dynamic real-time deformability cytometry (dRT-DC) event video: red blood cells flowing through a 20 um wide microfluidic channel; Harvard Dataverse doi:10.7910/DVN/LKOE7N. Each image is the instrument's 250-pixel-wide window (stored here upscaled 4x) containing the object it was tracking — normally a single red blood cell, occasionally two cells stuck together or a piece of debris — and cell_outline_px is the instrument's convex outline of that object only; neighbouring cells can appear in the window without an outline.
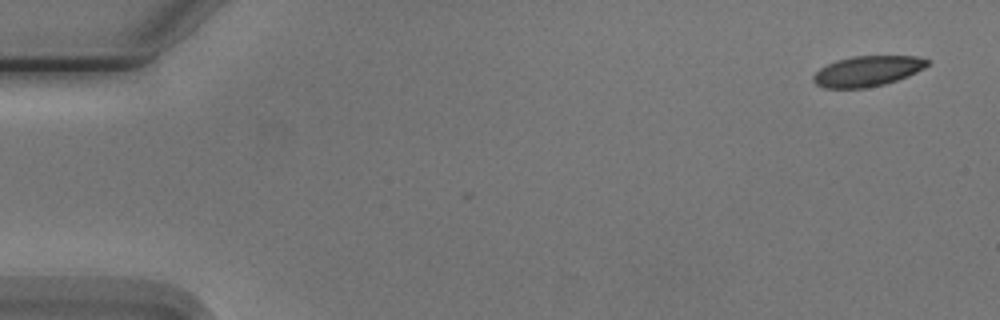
{"species": "Egyptian fruit bat (a non-hibernating species)", "species_latin": "Rousettus aegyptiacus", "temperature_condition": "cold", "stored_images_in_passage": 6, "camera_frame_rate_fps": 3000, "um_per_image_px": 0.085, "animal": {"sex": "male"}, "frame": {"image": 1, "passage_image": 1, "time_ms": 0.0, "image_size_px": [1000, 320], "cell_outline_px": [[932, 60], [924, 68], [908, 76], [884, 84], [864, 88], [824, 88], [816, 84], [812, 80], [812, 76], [820, 68], [836, 60], [852, 56], [916, 56]], "centroid_in_image_um": [73.73, 6.04], "position_along_channel_um": 11.3, "area_um2": 20.23}}
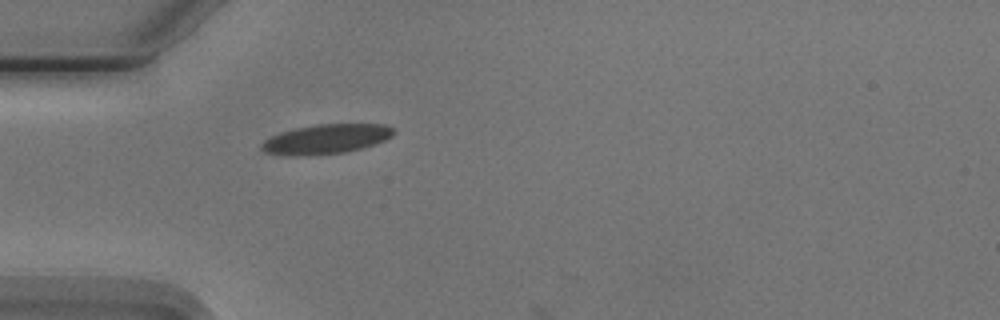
{"frame": {"image": 2, "passage_image": 5, "time_ms": 4.667, "image_size_px": [1000, 320], "cell_outline_px": [[396, 132], [392, 136], [384, 140], [360, 148], [344, 152], [308, 156], [288, 156], [264, 152], [260, 148], [260, 144], [264, 140], [280, 132], [296, 128], [316, 124], [384, 124], [392, 128]], "centroid_in_image_um": [27.67, 11.82], "position_along_channel_um": 57.3, "area_um2": 22.77}}